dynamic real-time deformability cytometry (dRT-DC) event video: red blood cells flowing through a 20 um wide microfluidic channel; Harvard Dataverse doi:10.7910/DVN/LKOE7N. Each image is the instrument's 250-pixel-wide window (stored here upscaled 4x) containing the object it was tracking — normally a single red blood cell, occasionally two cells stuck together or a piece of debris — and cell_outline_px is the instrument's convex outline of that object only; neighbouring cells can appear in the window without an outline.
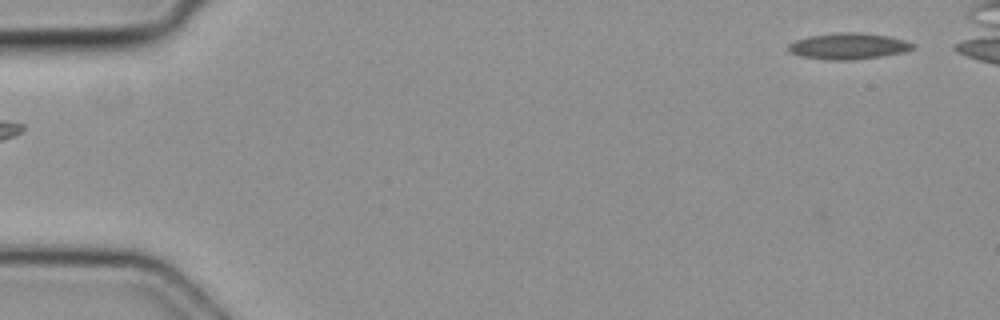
{"species": "common noctule bat (a hibernating species)", "species_latin": "Nyctalus noctula", "temperature_condition": "cold", "stored_images_in_passage": 3, "camera_frame_rate_fps": 3000, "um_per_image_px": 0.085, "animal": {"sex": "female", "body_mass_g": 19.3, "forearm_length_mm": 54.1}, "frame": {"image": 1, "passage_image": 3, "time_ms": 0.667, "image_size_px": [1000, 320], "cell_outline_px": [[916, 48], [904, 52], [884, 56], [852, 60], [828, 60], [800, 56], [788, 52], [788, 44], [796, 40], [808, 36], [840, 32], [860, 32], [888, 36], [904, 40], [916, 44]], "centroid_in_image_um": [72.13, 3.92], "position_along_channel_um": 12.9, "area_um2": 19.25}}